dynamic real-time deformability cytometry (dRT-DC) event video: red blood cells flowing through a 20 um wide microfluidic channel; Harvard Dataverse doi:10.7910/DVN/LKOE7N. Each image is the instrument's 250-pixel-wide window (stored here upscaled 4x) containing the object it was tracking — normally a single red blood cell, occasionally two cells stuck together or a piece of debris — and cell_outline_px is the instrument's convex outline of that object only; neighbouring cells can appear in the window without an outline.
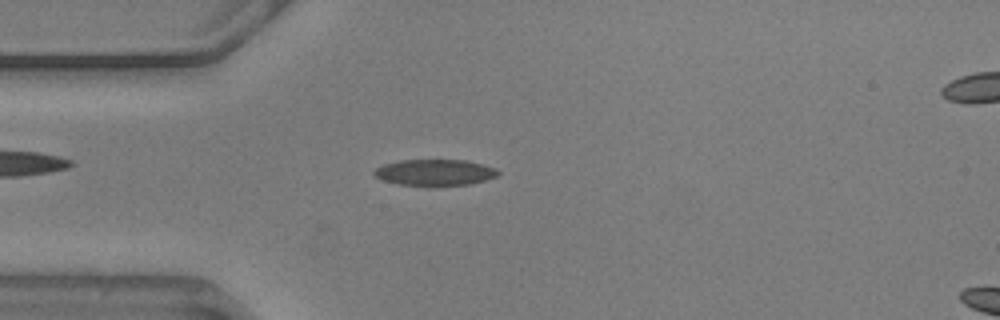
{"species": "common noctule bat (a hibernating species)", "species_latin": "Nyctalus noctula", "temperature_condition": "warm", "stored_images_in_passage": 55, "camera_frame_rate_fps": 3000, "um_per_image_px": 0.085, "animal": {"sex": "male", "body_mass_g": 20.5, "forearm_length_mm": 52.5}, "frame": {"image": 1, "passage_image": 13, "time_ms": 4.0, "image_size_px": [1000, 320], "cell_outline_px": [[500, 172], [496, 176], [472, 184], [436, 188], [428, 188], [396, 184], [384, 180], [376, 176], [372, 172], [376, 168], [384, 164], [400, 160], [464, 160], [496, 168]], "centroid_in_image_um": [36.94, 14.7], "position_along_channel_um": 48.1, "area_um2": 19.54}}
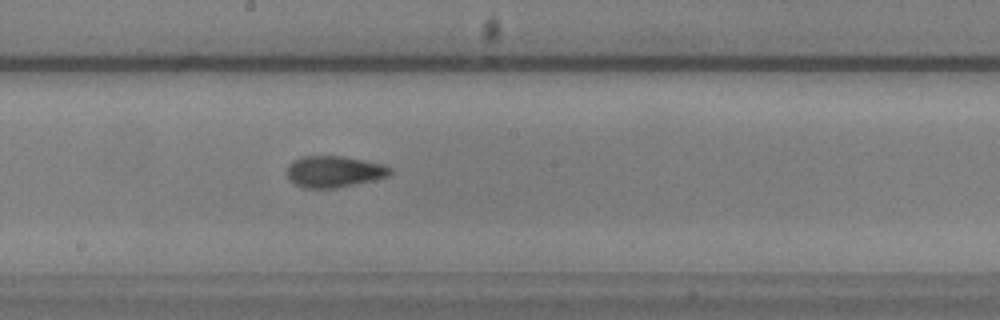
{"frame": {"image": 2, "passage_image": 28, "time_ms": 9.0, "image_size_px": [1000, 320], "cell_outline_px": [[392, 172], [388, 176], [372, 180], [336, 188], [304, 188], [296, 184], [288, 176], [288, 164], [292, 160], [300, 156], [344, 156], [384, 164], [392, 168]], "centroid_in_image_um": [28.4, 14.57], "position_along_channel_um": 219.8, "area_um2": 18.84}}
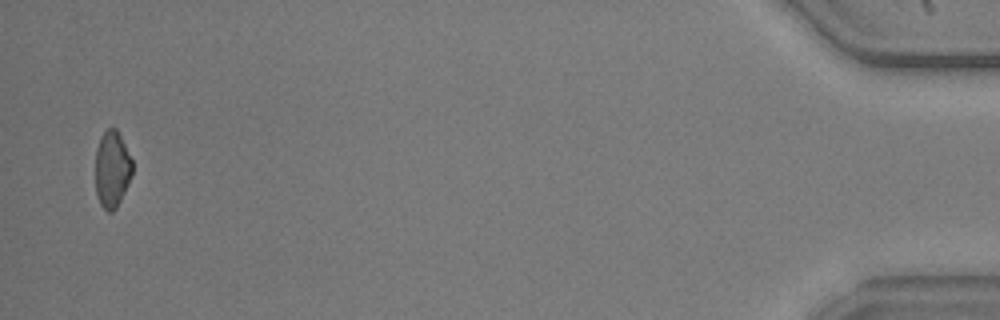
{"frame": {"image": 3, "passage_image": 53, "time_ms": 17.333, "image_size_px": [1000, 320], "cell_outline_px": [[132, 172], [128, 184], [116, 208], [112, 212], [108, 212], [100, 204], [96, 192], [96, 148], [100, 136], [108, 128], [116, 128], [132, 160]], "centroid_in_image_um": [9.51, 14.38], "position_along_channel_um": 425.7, "area_um2": 16.3}}